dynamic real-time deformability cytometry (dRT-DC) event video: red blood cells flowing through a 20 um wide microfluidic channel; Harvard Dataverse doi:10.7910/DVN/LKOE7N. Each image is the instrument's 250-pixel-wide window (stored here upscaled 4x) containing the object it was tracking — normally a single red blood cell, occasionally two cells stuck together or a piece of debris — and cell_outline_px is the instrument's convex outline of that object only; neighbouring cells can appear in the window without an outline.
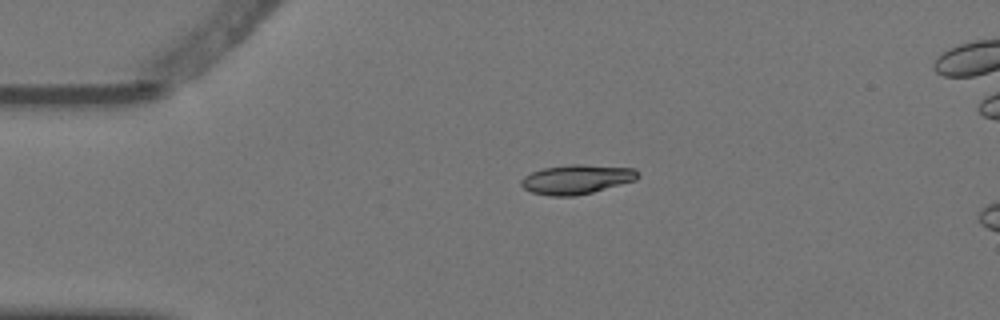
{"species": "Egyptian fruit bat (a non-hibernating species)", "species_latin": "Rousettus aegyptiacus", "temperature_condition": "warm", "stored_images_in_passage": 3, "camera_frame_rate_fps": 3000, "um_per_image_px": 0.085, "animal": {"sex": "female"}, "frame": {"image": 1, "passage_image": 1, "time_ms": 0.0, "image_size_px": [1000, 320], "cell_outline_px": [[640, 176], [636, 180], [592, 192], [576, 196], [548, 196], [532, 192], [524, 188], [520, 184], [520, 180], [524, 176], [532, 172], [544, 168], [572, 164], [580, 164], [636, 168], [640, 172]], "centroid_in_image_um": [49.03, 15.24], "position_along_channel_um": 36.0, "area_um2": 20.06}}